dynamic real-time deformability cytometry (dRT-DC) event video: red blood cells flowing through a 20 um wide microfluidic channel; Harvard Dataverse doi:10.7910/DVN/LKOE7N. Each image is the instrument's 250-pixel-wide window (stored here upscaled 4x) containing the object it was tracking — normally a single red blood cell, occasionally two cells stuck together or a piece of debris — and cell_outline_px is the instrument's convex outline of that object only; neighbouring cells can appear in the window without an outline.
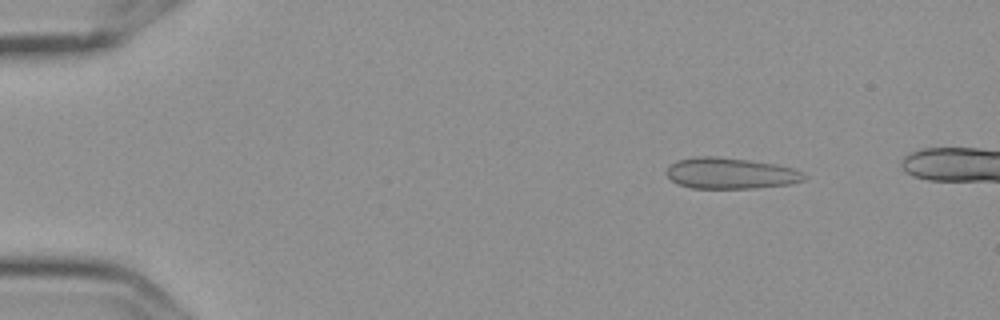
{"species": "Egyptian fruit bat (a non-hibernating species)", "species_latin": "Rousettus aegyptiacus", "temperature_condition": "cold", "stored_images_in_passage": 5, "camera_frame_rate_fps": 3000, "um_per_image_px": 0.085, "frame": {"image": 1, "passage_image": 2, "time_ms": 0.333, "image_size_px": [1000, 320], "cell_outline_px": [[808, 176], [804, 180], [792, 184], [756, 188], [692, 188], [680, 184], [672, 180], [664, 172], [676, 160], [696, 156], [720, 156], [776, 164], [792, 168], [804, 172]], "centroid_in_image_um": [62.13, 14.72], "position_along_channel_um": 22.9, "area_um2": 25.09}}